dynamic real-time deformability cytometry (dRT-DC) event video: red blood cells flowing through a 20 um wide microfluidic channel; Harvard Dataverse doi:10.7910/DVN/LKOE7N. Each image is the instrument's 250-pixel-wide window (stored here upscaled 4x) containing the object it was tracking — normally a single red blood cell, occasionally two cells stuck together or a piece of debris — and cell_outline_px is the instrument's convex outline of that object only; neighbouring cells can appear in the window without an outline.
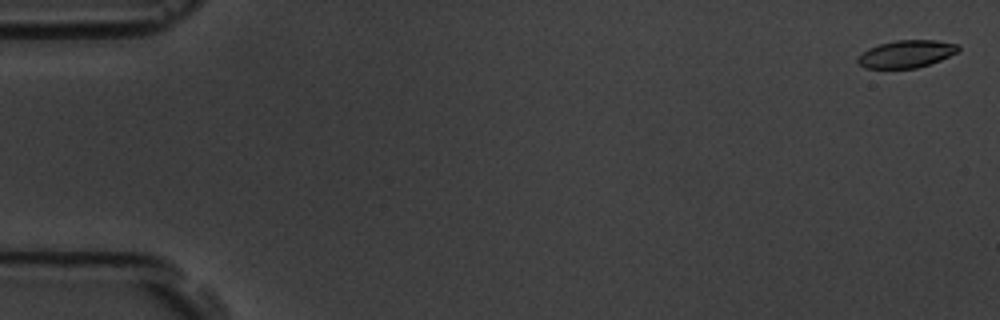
{"species": "common noctule bat (a hibernating species)", "species_latin": "Nyctalus noctula", "temperature_condition": "room temperature", "stored_images_in_passage": 57, "camera_frame_rate_fps": 3000, "um_per_image_px": 0.085, "animal": {"sex": "male", "body_mass_g": 19.5, "forearm_length_mm": 54.6}, "frame": {"image": 1, "passage_image": 2, "time_ms": 0.333, "image_size_px": [1000, 320], "cell_outline_px": [[960, 48], [956, 52], [940, 60], [916, 68], [864, 68], [856, 60], [868, 48], [880, 44], [896, 40], [936, 40], [960, 44]], "centroid_in_image_um": [77.06, 4.57], "position_along_channel_um": 7.9, "area_um2": 15.9}}
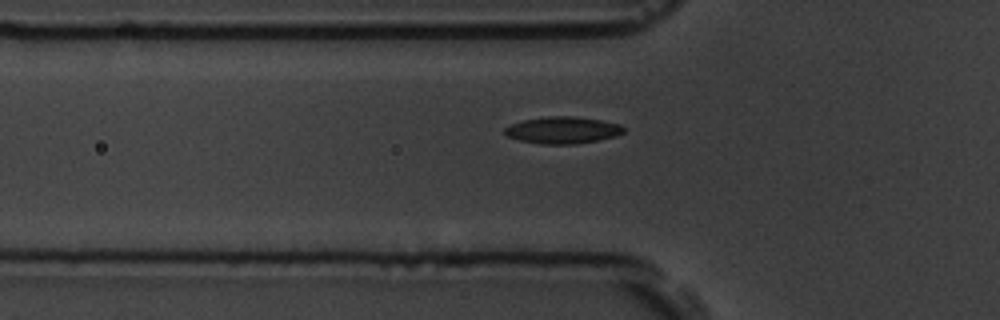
{"frame": {"image": 2, "passage_image": 20, "time_ms": 6.333, "image_size_px": [1000, 320], "cell_outline_px": [[624, 132], [616, 136], [576, 144], [540, 144], [520, 140], [508, 136], [504, 132], [504, 128], [512, 124], [524, 120], [548, 116], [576, 116], [600, 120], [620, 124], [624, 128]], "centroid_in_image_um": [47.84, 11.06], "position_along_channel_um": 78.0, "area_um2": 18.5}}
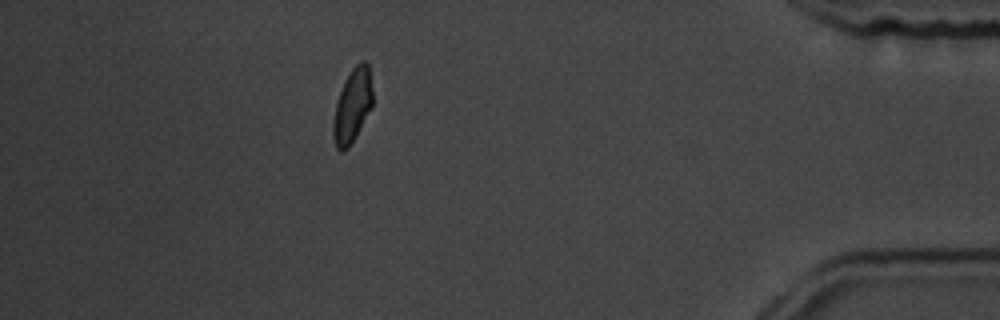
{"frame": {"image": 3, "passage_image": 51, "time_ms": 16.667, "image_size_px": [1000, 320], "cell_outline_px": [[372, 108], [348, 148], [344, 152], [340, 152], [336, 148], [332, 136], [332, 124], [336, 104], [344, 80], [352, 68], [360, 60], [364, 60], [368, 64], [372, 92]], "centroid_in_image_um": [29.94, 9.0], "position_along_channel_um": 405.3, "area_um2": 16.99}, "authors_computed_cell_mechanics": {"area_um2": 17.1088, "velocity_mm_per_s": 3.6264, "shape_relaxation_time_tau1_ms": 7.0322, "shape_relaxation_time_tau2_ms": 3.7359, "deformation_change_tau1": 0.1291, "deformation_change_tau2": 0.0812}}